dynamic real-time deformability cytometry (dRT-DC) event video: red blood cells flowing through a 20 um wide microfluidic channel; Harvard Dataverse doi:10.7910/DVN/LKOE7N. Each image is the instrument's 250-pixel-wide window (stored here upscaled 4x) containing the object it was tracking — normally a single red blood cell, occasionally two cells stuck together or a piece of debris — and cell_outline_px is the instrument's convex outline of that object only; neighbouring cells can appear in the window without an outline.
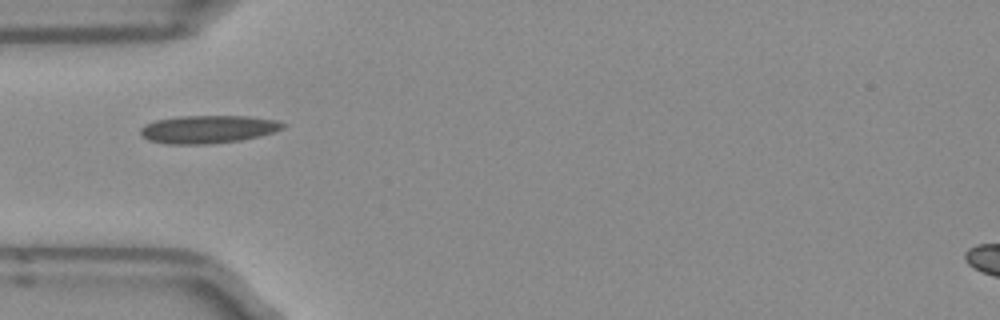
{"species": "Egyptian fruit bat (a non-hibernating species)", "species_latin": "Rousettus aegyptiacus", "temperature_condition": "room temperature", "stored_images_in_passage": 30, "camera_frame_rate_fps": 3000, "um_per_image_px": 0.085, "frame": {"image": 1, "passage_image": 1, "time_ms": 0.0, "image_size_px": [1000, 320], "cell_outline_px": [[288, 124], [284, 128], [260, 136], [240, 140], [208, 144], [168, 144], [148, 140], [140, 136], [140, 128], [144, 124], [156, 120], [180, 116], [248, 116], [276, 120]], "centroid_in_image_um": [17.67, 10.98], "position_along_channel_um": 67.3, "area_um2": 23.29}}
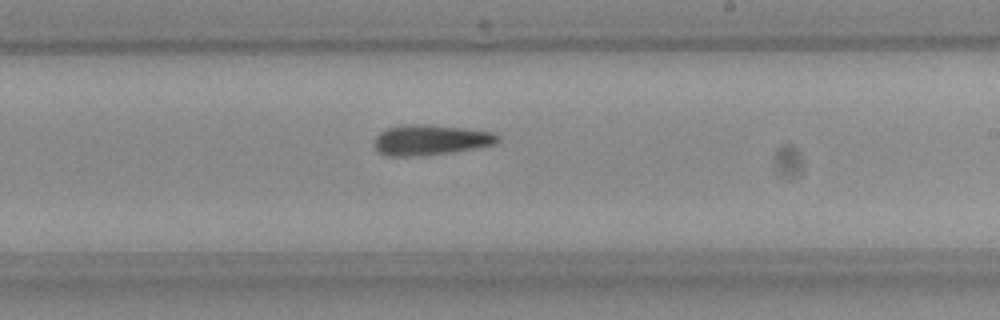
{"frame": {"image": 2, "passage_image": 15, "time_ms": 4.667, "image_size_px": [1000, 320], "cell_outline_px": [[500, 140], [492, 144], [472, 148], [424, 156], [388, 156], [380, 152], [376, 148], [376, 136], [380, 132], [388, 128], [404, 124], [432, 124], [464, 128], [492, 132], [500, 136]], "centroid_in_image_um": [36.58, 11.88], "position_along_channel_um": 252.4, "area_um2": 21.62}}
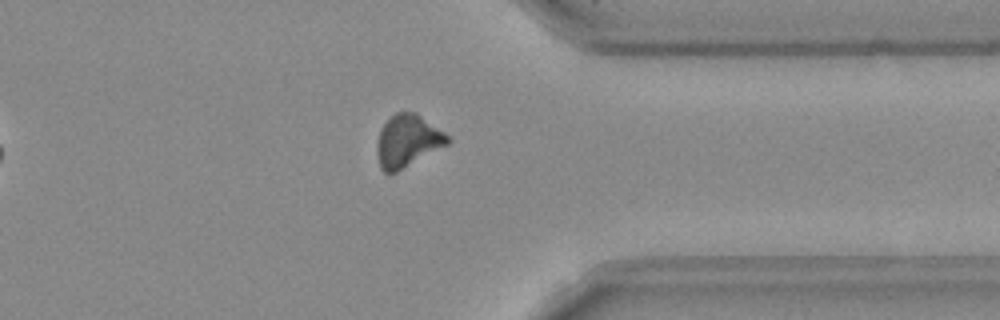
{"frame": {"image": 3, "passage_image": 25, "time_ms": 8.0, "image_size_px": [1000, 320], "cell_outline_px": [[452, 140], [448, 144], [396, 172], [388, 176], [380, 168], [376, 152], [376, 144], [380, 128], [396, 112], [416, 112], [444, 132]], "centroid_in_image_um": [34.61, 12.0], "position_along_channel_um": 376.8, "area_um2": 21.56}}